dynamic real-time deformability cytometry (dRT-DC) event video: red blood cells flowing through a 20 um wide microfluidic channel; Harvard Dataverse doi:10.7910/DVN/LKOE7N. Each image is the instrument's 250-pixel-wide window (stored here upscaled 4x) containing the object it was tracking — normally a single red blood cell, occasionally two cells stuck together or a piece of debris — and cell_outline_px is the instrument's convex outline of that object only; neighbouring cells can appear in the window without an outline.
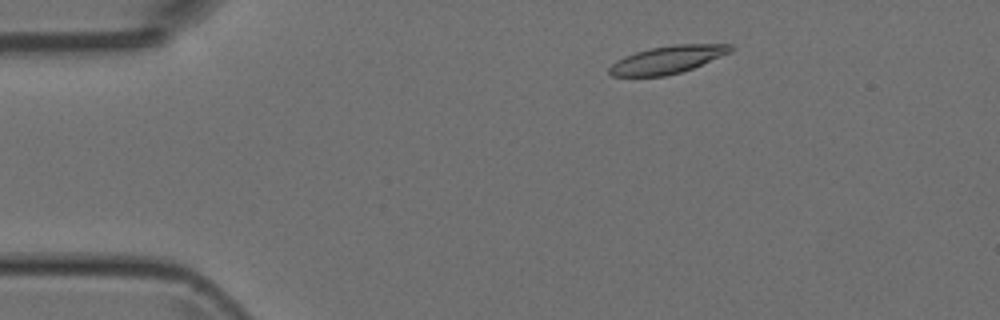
{"species": "Egyptian fruit bat (a non-hibernating species)", "species_latin": "Rousettus aegyptiacus", "temperature_condition": "room temperature", "stored_images_in_passage": 8, "camera_frame_rate_fps": 3000, "um_per_image_px": 0.085, "animal": {"sex": "female"}, "frame": {"image": 1, "passage_image": 2, "time_ms": 1.333, "image_size_px": [1000, 320], "cell_outline_px": [[736, 48], [732, 52], [692, 68], [680, 72], [664, 76], [612, 76], [608, 72], [608, 68], [616, 60], [624, 56], [648, 48], [672, 44], [732, 44]], "centroid_in_image_um": [56.75, 5.05], "position_along_channel_um": 28.2, "area_um2": 19.65}}
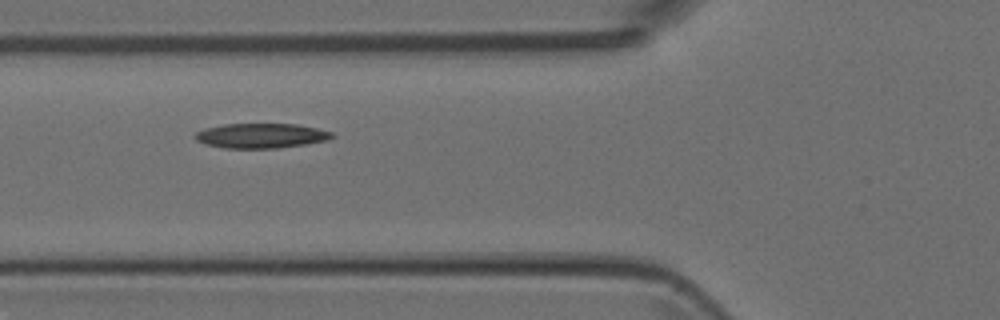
{"frame": {"image": 2, "passage_image": 5, "time_ms": 4.667, "image_size_px": [1000, 320], "cell_outline_px": [[336, 136], [328, 140], [304, 144], [276, 148], [224, 148], [204, 144], [196, 140], [192, 136], [196, 132], [204, 128], [224, 124], [300, 124], [332, 132]], "centroid_in_image_um": [22.16, 11.53], "position_along_channel_um": 103.6, "area_um2": 19.88}}
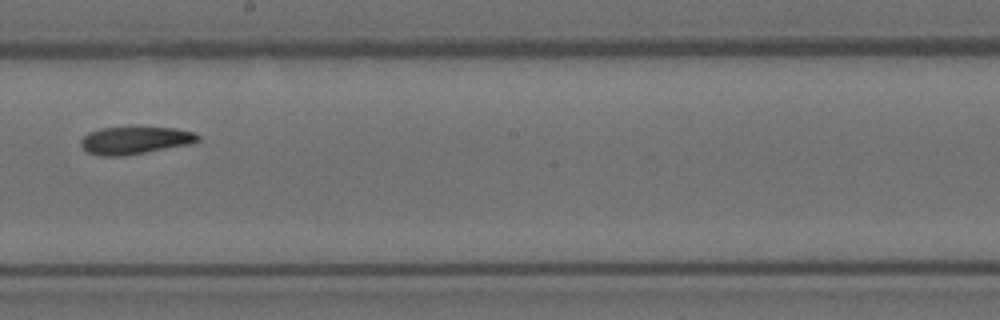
{"frame": {"image": 3, "passage_image": 8, "time_ms": 8.0, "image_size_px": [1000, 320], "cell_outline_px": [[200, 140], [192, 144], [124, 156], [100, 156], [88, 152], [80, 144], [80, 140], [88, 132], [100, 128], [128, 124], [136, 124], [176, 128], [192, 132], [200, 136]], "centroid_in_image_um": [11.48, 11.87], "position_along_channel_um": 236.7, "area_um2": 19.88}}